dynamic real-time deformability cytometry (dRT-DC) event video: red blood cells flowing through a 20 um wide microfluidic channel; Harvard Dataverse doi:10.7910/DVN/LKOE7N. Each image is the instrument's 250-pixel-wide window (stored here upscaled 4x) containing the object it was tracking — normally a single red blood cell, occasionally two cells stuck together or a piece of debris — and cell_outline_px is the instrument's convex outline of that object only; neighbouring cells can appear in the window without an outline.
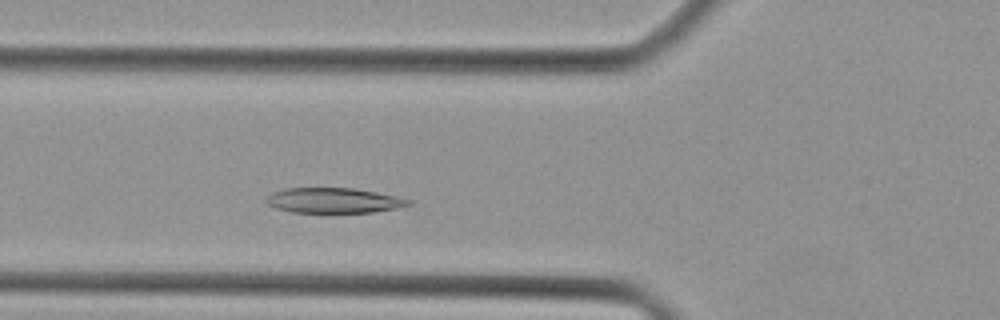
{"species": "Egyptian fruit bat (a non-hibernating species)", "species_latin": "Rousettus aegyptiacus", "temperature_condition": "cold", "stored_images_in_passage": 36, "camera_frame_rate_fps": 3000, "um_per_image_px": 0.085, "animal": {"sex": "female"}, "frame": {"image": 1, "passage_image": 8, "time_ms": 2.333, "image_size_px": [1000, 320], "cell_outline_px": [[412, 204], [396, 208], [372, 212], [292, 212], [276, 208], [268, 204], [264, 200], [272, 192], [284, 188], [356, 188], [396, 196], [412, 200]], "centroid_in_image_um": [28.35, 17.03], "position_along_channel_um": 97.4, "area_um2": 20.81}}
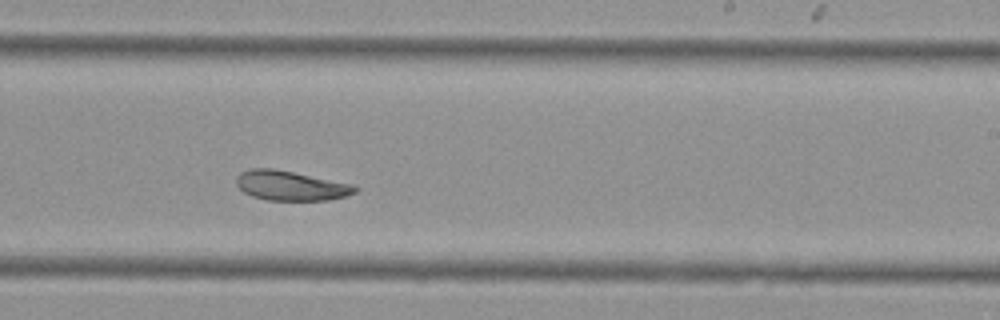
{"frame": {"image": 2, "passage_image": 19, "time_ms": 6.0, "image_size_px": [1000, 320], "cell_outline_px": [[360, 188], [356, 192], [344, 196], [328, 200], [268, 200], [252, 196], [244, 192], [236, 184], [236, 176], [240, 172], [252, 168], [272, 168], [352, 184]], "centroid_in_image_um": [24.69, 15.78], "position_along_channel_um": 264.3, "area_um2": 20.35}}
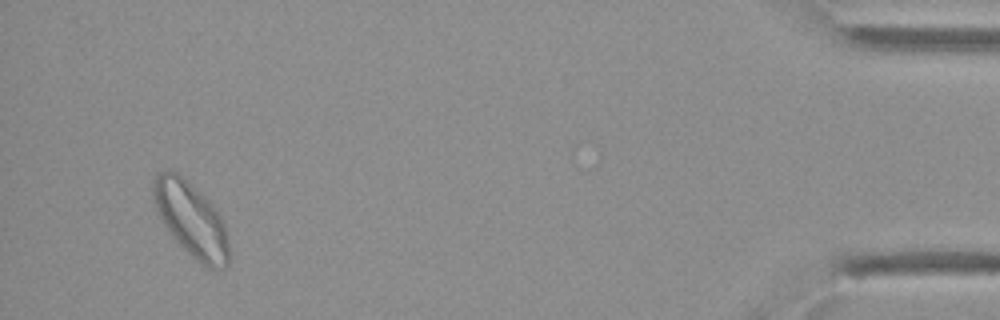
{"frame": {"image": 3, "passage_image": 34, "time_ms": 11.0, "image_size_px": [1000, 320], "cell_outline_px": [[228, 268], [216, 272], [208, 268], [196, 260], [168, 232], [152, 200], [152, 180], [156, 172], [164, 168], [168, 168], [176, 172], [204, 196], [208, 200], [220, 216], [224, 224], [228, 236]], "centroid_in_image_um": [16.23, 18.65], "position_along_channel_um": 419.0, "area_um2": 33.06}}